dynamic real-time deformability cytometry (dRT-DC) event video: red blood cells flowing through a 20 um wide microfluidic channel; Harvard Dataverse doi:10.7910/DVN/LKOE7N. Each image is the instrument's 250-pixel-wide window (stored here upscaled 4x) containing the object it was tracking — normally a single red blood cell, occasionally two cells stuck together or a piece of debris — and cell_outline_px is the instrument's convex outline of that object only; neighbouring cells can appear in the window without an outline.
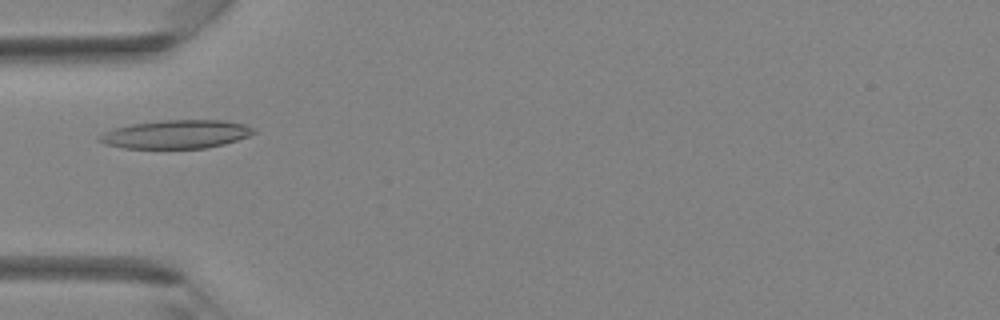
{"species": "Egyptian fruit bat (a non-hibernating species)", "species_latin": "Rousettus aegyptiacus", "temperature_condition": "room temperature", "stored_images_in_passage": 40, "camera_frame_rate_fps": 3000, "um_per_image_px": 0.085, "animal": {"sex": "female"}, "frame": {"image": 1, "passage_image": 13, "time_ms": 4.0, "image_size_px": [1000, 320], "cell_outline_px": [[256, 132], [248, 136], [224, 144], [204, 148], [124, 148], [104, 144], [96, 140], [104, 132], [112, 128], [132, 124], [164, 120], [224, 120], [244, 124], [256, 128]], "centroid_in_image_um": [14.97, 11.41], "position_along_channel_um": 70.0, "area_um2": 25.61}}
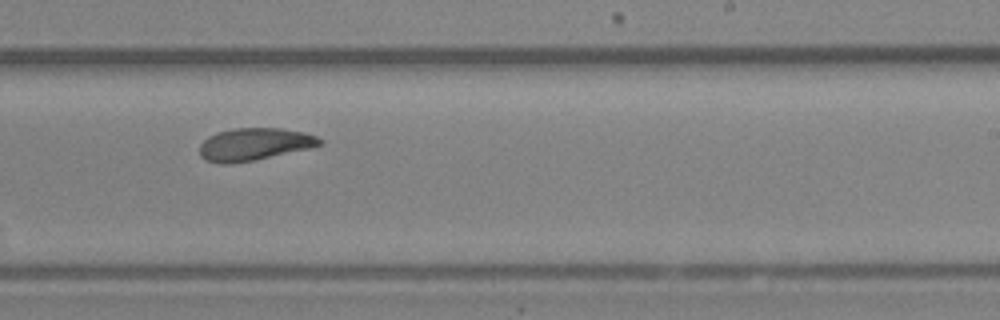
{"frame": {"image": 2, "passage_image": 25, "time_ms": 8.0, "image_size_px": [1000, 320], "cell_outline_px": [[324, 144], [308, 148], [252, 160], [228, 164], [220, 164], [204, 160], [200, 156], [200, 144], [208, 136], [216, 132], [232, 128], [280, 128], [304, 132], [316, 136], [324, 140]], "centroid_in_image_um": [21.58, 12.25], "position_along_channel_um": 267.4, "area_um2": 22.66}}
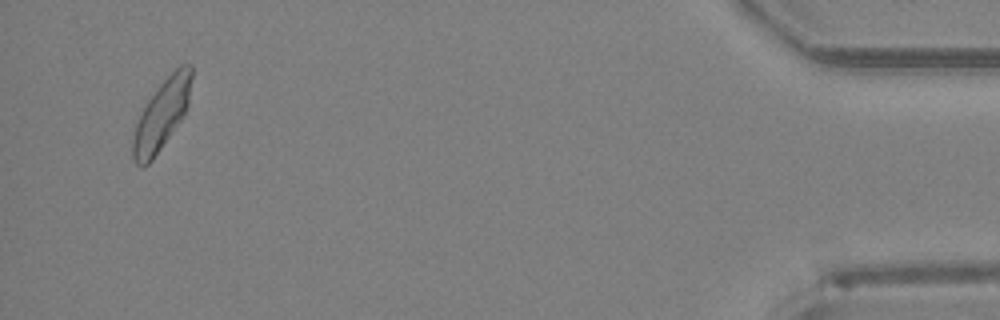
{"frame": {"image": 3, "passage_image": 39, "time_ms": 12.667, "image_size_px": [1000, 320], "cell_outline_px": [[192, 76], [188, 108], [184, 116], [152, 160], [144, 168], [140, 168], [136, 164], [132, 156], [132, 140], [136, 124], [140, 112], [148, 100], [160, 84], [180, 64], [192, 64]], "centroid_in_image_um": [13.74, 9.77], "position_along_channel_um": 421.5, "area_um2": 23.99}}